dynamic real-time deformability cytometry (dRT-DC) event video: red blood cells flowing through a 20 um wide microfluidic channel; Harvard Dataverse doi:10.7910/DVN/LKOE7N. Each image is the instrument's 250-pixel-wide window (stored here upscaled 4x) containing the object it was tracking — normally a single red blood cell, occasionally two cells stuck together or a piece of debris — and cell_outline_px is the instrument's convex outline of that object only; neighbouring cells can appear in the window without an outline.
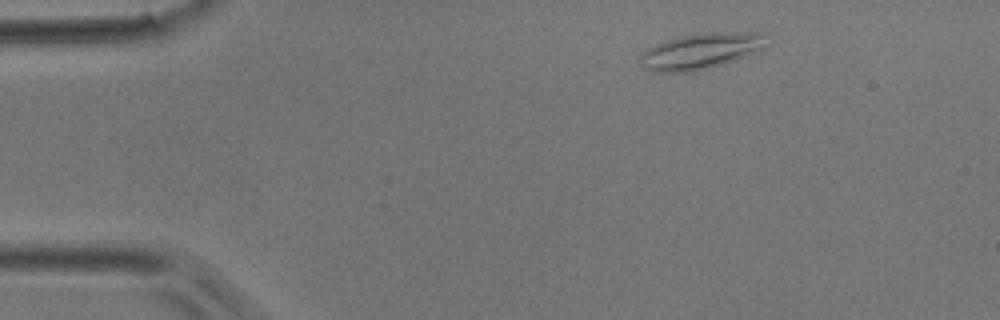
{"species": "common noctule bat (a hibernating species)", "species_latin": "Nyctalus noctula", "temperature_condition": "room temperature", "stored_images_in_passage": 10, "camera_frame_rate_fps": 3000, "um_per_image_px": 0.085, "animal": {"sex": "male", "body_mass_g": 17.9}, "frame": {"image": 1, "passage_image": 1, "time_ms": 0.0, "image_size_px": [1000, 320], "cell_outline_px": [[768, 44], [760, 48], [732, 60], [696, 72], [652, 72], [640, 68], [640, 52], [648, 48], [668, 40], [684, 36], [712, 32], [768, 32]], "centroid_in_image_um": [59.53, 4.35], "position_along_channel_um": 25.5, "area_um2": 26.24}}
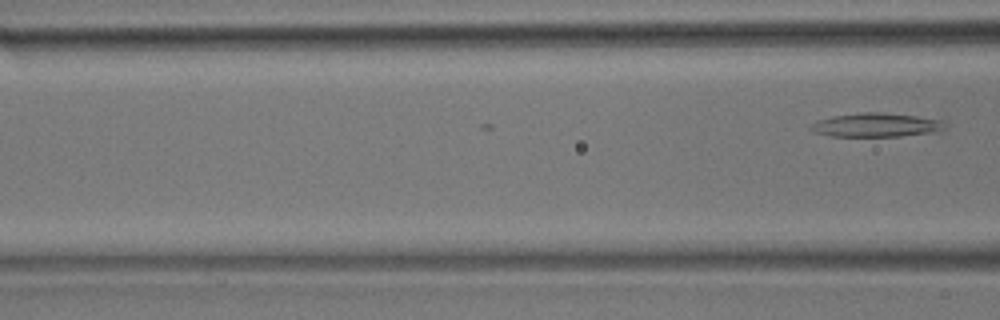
{"frame": {"image": 2, "passage_image": 10, "time_ms": 3.0, "image_size_px": [1000, 320], "cell_outline_px": [[948, 128], [944, 132], [900, 136], [832, 136], [816, 132], [808, 128], [816, 120], [832, 116], [860, 112], [884, 112], [916, 116], [940, 120], [948, 124]], "centroid_in_image_um": [74.57, 10.62], "position_along_channel_um": 92.0, "area_um2": 19.02}}